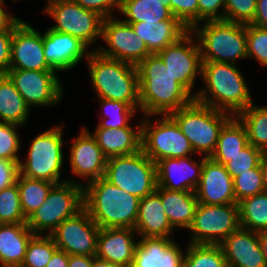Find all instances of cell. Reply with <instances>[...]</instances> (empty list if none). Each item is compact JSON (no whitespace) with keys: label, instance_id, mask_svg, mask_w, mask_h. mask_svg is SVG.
Instances as JSON below:
<instances>
[{"label":"cell","instance_id":"cell-26","mask_svg":"<svg viewBox=\"0 0 267 267\" xmlns=\"http://www.w3.org/2000/svg\"><path fill=\"white\" fill-rule=\"evenodd\" d=\"M141 124L132 128H96L92 136L102 149L104 156L109 159L121 155H129L141 151Z\"/></svg>","mask_w":267,"mask_h":267},{"label":"cell","instance_id":"cell-55","mask_svg":"<svg viewBox=\"0 0 267 267\" xmlns=\"http://www.w3.org/2000/svg\"><path fill=\"white\" fill-rule=\"evenodd\" d=\"M92 267H123V266L99 259L97 257H93Z\"/></svg>","mask_w":267,"mask_h":267},{"label":"cell","instance_id":"cell-22","mask_svg":"<svg viewBox=\"0 0 267 267\" xmlns=\"http://www.w3.org/2000/svg\"><path fill=\"white\" fill-rule=\"evenodd\" d=\"M185 253L171 238L141 237L132 267H183Z\"/></svg>","mask_w":267,"mask_h":267},{"label":"cell","instance_id":"cell-21","mask_svg":"<svg viewBox=\"0 0 267 267\" xmlns=\"http://www.w3.org/2000/svg\"><path fill=\"white\" fill-rule=\"evenodd\" d=\"M43 44L47 64L59 72L73 69L84 56L87 58L91 52H86L89 47L80 39L50 28L43 33Z\"/></svg>","mask_w":267,"mask_h":267},{"label":"cell","instance_id":"cell-25","mask_svg":"<svg viewBox=\"0 0 267 267\" xmlns=\"http://www.w3.org/2000/svg\"><path fill=\"white\" fill-rule=\"evenodd\" d=\"M160 198V187L140 199L135 231L140 237L171 238L173 227L169 223Z\"/></svg>","mask_w":267,"mask_h":267},{"label":"cell","instance_id":"cell-9","mask_svg":"<svg viewBox=\"0 0 267 267\" xmlns=\"http://www.w3.org/2000/svg\"><path fill=\"white\" fill-rule=\"evenodd\" d=\"M104 178L111 184L142 199L157 187L156 163L142 150L107 159Z\"/></svg>","mask_w":267,"mask_h":267},{"label":"cell","instance_id":"cell-19","mask_svg":"<svg viewBox=\"0 0 267 267\" xmlns=\"http://www.w3.org/2000/svg\"><path fill=\"white\" fill-rule=\"evenodd\" d=\"M203 157L199 163L191 156L164 158L156 163L157 187L170 191L195 192L201 178Z\"/></svg>","mask_w":267,"mask_h":267},{"label":"cell","instance_id":"cell-43","mask_svg":"<svg viewBox=\"0 0 267 267\" xmlns=\"http://www.w3.org/2000/svg\"><path fill=\"white\" fill-rule=\"evenodd\" d=\"M257 0H225V20L251 24L256 13Z\"/></svg>","mask_w":267,"mask_h":267},{"label":"cell","instance_id":"cell-14","mask_svg":"<svg viewBox=\"0 0 267 267\" xmlns=\"http://www.w3.org/2000/svg\"><path fill=\"white\" fill-rule=\"evenodd\" d=\"M100 229L83 207L74 216L64 220L49 235L57 249L68 255L96 257Z\"/></svg>","mask_w":267,"mask_h":267},{"label":"cell","instance_id":"cell-10","mask_svg":"<svg viewBox=\"0 0 267 267\" xmlns=\"http://www.w3.org/2000/svg\"><path fill=\"white\" fill-rule=\"evenodd\" d=\"M151 122V115L142 118L141 150L155 163L164 158H180L194 154L188 138L177 123L169 116L162 115ZM150 118V120H149Z\"/></svg>","mask_w":267,"mask_h":267},{"label":"cell","instance_id":"cell-29","mask_svg":"<svg viewBox=\"0 0 267 267\" xmlns=\"http://www.w3.org/2000/svg\"><path fill=\"white\" fill-rule=\"evenodd\" d=\"M160 198L171 226L188 230L198 205L195 192L170 191L160 187Z\"/></svg>","mask_w":267,"mask_h":267},{"label":"cell","instance_id":"cell-50","mask_svg":"<svg viewBox=\"0 0 267 267\" xmlns=\"http://www.w3.org/2000/svg\"><path fill=\"white\" fill-rule=\"evenodd\" d=\"M3 7H5L4 0H0V31H13L21 19L7 13Z\"/></svg>","mask_w":267,"mask_h":267},{"label":"cell","instance_id":"cell-46","mask_svg":"<svg viewBox=\"0 0 267 267\" xmlns=\"http://www.w3.org/2000/svg\"><path fill=\"white\" fill-rule=\"evenodd\" d=\"M217 20H225V0H198V23Z\"/></svg>","mask_w":267,"mask_h":267},{"label":"cell","instance_id":"cell-6","mask_svg":"<svg viewBox=\"0 0 267 267\" xmlns=\"http://www.w3.org/2000/svg\"><path fill=\"white\" fill-rule=\"evenodd\" d=\"M169 116L188 138L194 153L203 154L206 158L215 151L221 129L233 117L228 112L214 109L195 99Z\"/></svg>","mask_w":267,"mask_h":267},{"label":"cell","instance_id":"cell-11","mask_svg":"<svg viewBox=\"0 0 267 267\" xmlns=\"http://www.w3.org/2000/svg\"><path fill=\"white\" fill-rule=\"evenodd\" d=\"M240 227L238 203L226 205L198 203L193 222L188 228L192 233L189 243L220 245Z\"/></svg>","mask_w":267,"mask_h":267},{"label":"cell","instance_id":"cell-16","mask_svg":"<svg viewBox=\"0 0 267 267\" xmlns=\"http://www.w3.org/2000/svg\"><path fill=\"white\" fill-rule=\"evenodd\" d=\"M6 75L30 108L56 105L64 94L56 71L8 70Z\"/></svg>","mask_w":267,"mask_h":267},{"label":"cell","instance_id":"cell-24","mask_svg":"<svg viewBox=\"0 0 267 267\" xmlns=\"http://www.w3.org/2000/svg\"><path fill=\"white\" fill-rule=\"evenodd\" d=\"M137 232L133 228H101L96 257L123 267H132Z\"/></svg>","mask_w":267,"mask_h":267},{"label":"cell","instance_id":"cell-37","mask_svg":"<svg viewBox=\"0 0 267 267\" xmlns=\"http://www.w3.org/2000/svg\"><path fill=\"white\" fill-rule=\"evenodd\" d=\"M57 250V246L49 234H35L28 243L20 267H46Z\"/></svg>","mask_w":267,"mask_h":267},{"label":"cell","instance_id":"cell-45","mask_svg":"<svg viewBox=\"0 0 267 267\" xmlns=\"http://www.w3.org/2000/svg\"><path fill=\"white\" fill-rule=\"evenodd\" d=\"M170 10L189 30L198 24V0H170Z\"/></svg>","mask_w":267,"mask_h":267},{"label":"cell","instance_id":"cell-2","mask_svg":"<svg viewBox=\"0 0 267 267\" xmlns=\"http://www.w3.org/2000/svg\"><path fill=\"white\" fill-rule=\"evenodd\" d=\"M236 64L202 62L205 88L195 93V100L237 116L253 102L244 76Z\"/></svg>","mask_w":267,"mask_h":267},{"label":"cell","instance_id":"cell-48","mask_svg":"<svg viewBox=\"0 0 267 267\" xmlns=\"http://www.w3.org/2000/svg\"><path fill=\"white\" fill-rule=\"evenodd\" d=\"M18 175L19 163L0 158V191L15 184Z\"/></svg>","mask_w":267,"mask_h":267},{"label":"cell","instance_id":"cell-12","mask_svg":"<svg viewBox=\"0 0 267 267\" xmlns=\"http://www.w3.org/2000/svg\"><path fill=\"white\" fill-rule=\"evenodd\" d=\"M42 12L56 22L50 29L72 35L88 47L101 37L103 18L73 0H48Z\"/></svg>","mask_w":267,"mask_h":267},{"label":"cell","instance_id":"cell-54","mask_svg":"<svg viewBox=\"0 0 267 267\" xmlns=\"http://www.w3.org/2000/svg\"><path fill=\"white\" fill-rule=\"evenodd\" d=\"M259 243L267 265V231L259 233Z\"/></svg>","mask_w":267,"mask_h":267},{"label":"cell","instance_id":"cell-39","mask_svg":"<svg viewBox=\"0 0 267 267\" xmlns=\"http://www.w3.org/2000/svg\"><path fill=\"white\" fill-rule=\"evenodd\" d=\"M27 223L20 203L17 182L0 191V224Z\"/></svg>","mask_w":267,"mask_h":267},{"label":"cell","instance_id":"cell-40","mask_svg":"<svg viewBox=\"0 0 267 267\" xmlns=\"http://www.w3.org/2000/svg\"><path fill=\"white\" fill-rule=\"evenodd\" d=\"M236 203L265 191L261 164L249 172L241 173L233 179Z\"/></svg>","mask_w":267,"mask_h":267},{"label":"cell","instance_id":"cell-18","mask_svg":"<svg viewBox=\"0 0 267 267\" xmlns=\"http://www.w3.org/2000/svg\"><path fill=\"white\" fill-rule=\"evenodd\" d=\"M69 149V164L73 175L88 180L86 184L104 177L107 158L96 139L84 126Z\"/></svg>","mask_w":267,"mask_h":267},{"label":"cell","instance_id":"cell-41","mask_svg":"<svg viewBox=\"0 0 267 267\" xmlns=\"http://www.w3.org/2000/svg\"><path fill=\"white\" fill-rule=\"evenodd\" d=\"M264 154L262 150L248 143L238 154L229 157V161L224 166L234 179L241 173L258 167Z\"/></svg>","mask_w":267,"mask_h":267},{"label":"cell","instance_id":"cell-15","mask_svg":"<svg viewBox=\"0 0 267 267\" xmlns=\"http://www.w3.org/2000/svg\"><path fill=\"white\" fill-rule=\"evenodd\" d=\"M195 35L189 30L176 43L157 53L168 67L174 80L182 84L194 97L192 92L197 74L202 77V57Z\"/></svg>","mask_w":267,"mask_h":267},{"label":"cell","instance_id":"cell-31","mask_svg":"<svg viewBox=\"0 0 267 267\" xmlns=\"http://www.w3.org/2000/svg\"><path fill=\"white\" fill-rule=\"evenodd\" d=\"M29 108L10 78L7 75H0L1 122L23 127L28 121Z\"/></svg>","mask_w":267,"mask_h":267},{"label":"cell","instance_id":"cell-23","mask_svg":"<svg viewBox=\"0 0 267 267\" xmlns=\"http://www.w3.org/2000/svg\"><path fill=\"white\" fill-rule=\"evenodd\" d=\"M227 267H266L259 233L239 228L221 244Z\"/></svg>","mask_w":267,"mask_h":267},{"label":"cell","instance_id":"cell-5","mask_svg":"<svg viewBox=\"0 0 267 267\" xmlns=\"http://www.w3.org/2000/svg\"><path fill=\"white\" fill-rule=\"evenodd\" d=\"M202 23L190 30L198 41L202 62L236 64L237 59L248 58L246 25L226 20Z\"/></svg>","mask_w":267,"mask_h":267},{"label":"cell","instance_id":"cell-38","mask_svg":"<svg viewBox=\"0 0 267 267\" xmlns=\"http://www.w3.org/2000/svg\"><path fill=\"white\" fill-rule=\"evenodd\" d=\"M101 108L105 112L96 128H123L129 126L130 118L137 113L140 108H132L122 101L99 99ZM109 117V118H108Z\"/></svg>","mask_w":267,"mask_h":267},{"label":"cell","instance_id":"cell-33","mask_svg":"<svg viewBox=\"0 0 267 267\" xmlns=\"http://www.w3.org/2000/svg\"><path fill=\"white\" fill-rule=\"evenodd\" d=\"M241 228L260 233L267 231V191L238 203Z\"/></svg>","mask_w":267,"mask_h":267},{"label":"cell","instance_id":"cell-13","mask_svg":"<svg viewBox=\"0 0 267 267\" xmlns=\"http://www.w3.org/2000/svg\"><path fill=\"white\" fill-rule=\"evenodd\" d=\"M100 38L107 47L100 46L94 51L106 58L137 66L151 55L146 44L135 33L131 25L117 17L103 19Z\"/></svg>","mask_w":267,"mask_h":267},{"label":"cell","instance_id":"cell-30","mask_svg":"<svg viewBox=\"0 0 267 267\" xmlns=\"http://www.w3.org/2000/svg\"><path fill=\"white\" fill-rule=\"evenodd\" d=\"M247 144V129L237 116H233L221 129L216 149L210 158L225 165L229 157L238 154Z\"/></svg>","mask_w":267,"mask_h":267},{"label":"cell","instance_id":"cell-34","mask_svg":"<svg viewBox=\"0 0 267 267\" xmlns=\"http://www.w3.org/2000/svg\"><path fill=\"white\" fill-rule=\"evenodd\" d=\"M237 117L247 129L248 143L267 153V106L252 103Z\"/></svg>","mask_w":267,"mask_h":267},{"label":"cell","instance_id":"cell-51","mask_svg":"<svg viewBox=\"0 0 267 267\" xmlns=\"http://www.w3.org/2000/svg\"><path fill=\"white\" fill-rule=\"evenodd\" d=\"M251 24L267 30V0H257L256 13Z\"/></svg>","mask_w":267,"mask_h":267},{"label":"cell","instance_id":"cell-32","mask_svg":"<svg viewBox=\"0 0 267 267\" xmlns=\"http://www.w3.org/2000/svg\"><path fill=\"white\" fill-rule=\"evenodd\" d=\"M120 14L126 23L154 22L169 20L173 14L166 3L160 0H121Z\"/></svg>","mask_w":267,"mask_h":267},{"label":"cell","instance_id":"cell-56","mask_svg":"<svg viewBox=\"0 0 267 267\" xmlns=\"http://www.w3.org/2000/svg\"><path fill=\"white\" fill-rule=\"evenodd\" d=\"M261 168L263 171V179H264V186L265 191H267V153H265L261 160Z\"/></svg>","mask_w":267,"mask_h":267},{"label":"cell","instance_id":"cell-57","mask_svg":"<svg viewBox=\"0 0 267 267\" xmlns=\"http://www.w3.org/2000/svg\"><path fill=\"white\" fill-rule=\"evenodd\" d=\"M160 1H162V2L166 3V4H167V6H169V8H170V0H160Z\"/></svg>","mask_w":267,"mask_h":267},{"label":"cell","instance_id":"cell-36","mask_svg":"<svg viewBox=\"0 0 267 267\" xmlns=\"http://www.w3.org/2000/svg\"><path fill=\"white\" fill-rule=\"evenodd\" d=\"M185 252L183 267H227L220 245L189 243Z\"/></svg>","mask_w":267,"mask_h":267},{"label":"cell","instance_id":"cell-44","mask_svg":"<svg viewBox=\"0 0 267 267\" xmlns=\"http://www.w3.org/2000/svg\"><path fill=\"white\" fill-rule=\"evenodd\" d=\"M21 126L0 122V158L19 163L17 152L20 149V136L16 129Z\"/></svg>","mask_w":267,"mask_h":267},{"label":"cell","instance_id":"cell-8","mask_svg":"<svg viewBox=\"0 0 267 267\" xmlns=\"http://www.w3.org/2000/svg\"><path fill=\"white\" fill-rule=\"evenodd\" d=\"M84 183L67 179L55 184L43 204L27 218V226L34 234H48L64 220L74 216L84 207Z\"/></svg>","mask_w":267,"mask_h":267},{"label":"cell","instance_id":"cell-53","mask_svg":"<svg viewBox=\"0 0 267 267\" xmlns=\"http://www.w3.org/2000/svg\"><path fill=\"white\" fill-rule=\"evenodd\" d=\"M92 262V256L69 255L68 267H92Z\"/></svg>","mask_w":267,"mask_h":267},{"label":"cell","instance_id":"cell-4","mask_svg":"<svg viewBox=\"0 0 267 267\" xmlns=\"http://www.w3.org/2000/svg\"><path fill=\"white\" fill-rule=\"evenodd\" d=\"M93 89L99 99L122 101L140 108L139 79L135 65L106 58L92 50L86 58Z\"/></svg>","mask_w":267,"mask_h":267},{"label":"cell","instance_id":"cell-28","mask_svg":"<svg viewBox=\"0 0 267 267\" xmlns=\"http://www.w3.org/2000/svg\"><path fill=\"white\" fill-rule=\"evenodd\" d=\"M34 235L27 223L0 224V267H20Z\"/></svg>","mask_w":267,"mask_h":267},{"label":"cell","instance_id":"cell-17","mask_svg":"<svg viewBox=\"0 0 267 267\" xmlns=\"http://www.w3.org/2000/svg\"><path fill=\"white\" fill-rule=\"evenodd\" d=\"M9 70L55 71L44 57L43 34L23 20L13 29Z\"/></svg>","mask_w":267,"mask_h":267},{"label":"cell","instance_id":"cell-35","mask_svg":"<svg viewBox=\"0 0 267 267\" xmlns=\"http://www.w3.org/2000/svg\"><path fill=\"white\" fill-rule=\"evenodd\" d=\"M16 182L21 208L26 219L43 204L50 189L55 185L45 180L31 179L21 174L18 175Z\"/></svg>","mask_w":267,"mask_h":267},{"label":"cell","instance_id":"cell-47","mask_svg":"<svg viewBox=\"0 0 267 267\" xmlns=\"http://www.w3.org/2000/svg\"><path fill=\"white\" fill-rule=\"evenodd\" d=\"M81 7L99 14L103 19L113 17L120 10L121 0H73ZM116 8V9H115Z\"/></svg>","mask_w":267,"mask_h":267},{"label":"cell","instance_id":"cell-52","mask_svg":"<svg viewBox=\"0 0 267 267\" xmlns=\"http://www.w3.org/2000/svg\"><path fill=\"white\" fill-rule=\"evenodd\" d=\"M69 255L61 250H57L46 267H68Z\"/></svg>","mask_w":267,"mask_h":267},{"label":"cell","instance_id":"cell-1","mask_svg":"<svg viewBox=\"0 0 267 267\" xmlns=\"http://www.w3.org/2000/svg\"><path fill=\"white\" fill-rule=\"evenodd\" d=\"M140 110L145 116L169 115L190 104L195 97L178 81L157 54L137 66Z\"/></svg>","mask_w":267,"mask_h":267},{"label":"cell","instance_id":"cell-49","mask_svg":"<svg viewBox=\"0 0 267 267\" xmlns=\"http://www.w3.org/2000/svg\"><path fill=\"white\" fill-rule=\"evenodd\" d=\"M13 31H0V75H6L11 60Z\"/></svg>","mask_w":267,"mask_h":267},{"label":"cell","instance_id":"cell-7","mask_svg":"<svg viewBox=\"0 0 267 267\" xmlns=\"http://www.w3.org/2000/svg\"><path fill=\"white\" fill-rule=\"evenodd\" d=\"M63 127L55 125L52 129L40 133L32 140L27 153V160L25 162L19 161V174L54 184L67 181V178L59 180L64 163Z\"/></svg>","mask_w":267,"mask_h":267},{"label":"cell","instance_id":"cell-42","mask_svg":"<svg viewBox=\"0 0 267 267\" xmlns=\"http://www.w3.org/2000/svg\"><path fill=\"white\" fill-rule=\"evenodd\" d=\"M248 58H254L267 67V30L253 24L246 25Z\"/></svg>","mask_w":267,"mask_h":267},{"label":"cell","instance_id":"cell-3","mask_svg":"<svg viewBox=\"0 0 267 267\" xmlns=\"http://www.w3.org/2000/svg\"><path fill=\"white\" fill-rule=\"evenodd\" d=\"M83 202L100 228H135L140 199L104 177L83 186Z\"/></svg>","mask_w":267,"mask_h":267},{"label":"cell","instance_id":"cell-27","mask_svg":"<svg viewBox=\"0 0 267 267\" xmlns=\"http://www.w3.org/2000/svg\"><path fill=\"white\" fill-rule=\"evenodd\" d=\"M135 33L144 41L151 54H157L167 46L176 43L189 29L176 17L160 22L129 23Z\"/></svg>","mask_w":267,"mask_h":267},{"label":"cell","instance_id":"cell-20","mask_svg":"<svg viewBox=\"0 0 267 267\" xmlns=\"http://www.w3.org/2000/svg\"><path fill=\"white\" fill-rule=\"evenodd\" d=\"M198 203L226 205L236 203L233 178L224 165L210 157H203V168L199 185L195 191Z\"/></svg>","mask_w":267,"mask_h":267}]
</instances>
